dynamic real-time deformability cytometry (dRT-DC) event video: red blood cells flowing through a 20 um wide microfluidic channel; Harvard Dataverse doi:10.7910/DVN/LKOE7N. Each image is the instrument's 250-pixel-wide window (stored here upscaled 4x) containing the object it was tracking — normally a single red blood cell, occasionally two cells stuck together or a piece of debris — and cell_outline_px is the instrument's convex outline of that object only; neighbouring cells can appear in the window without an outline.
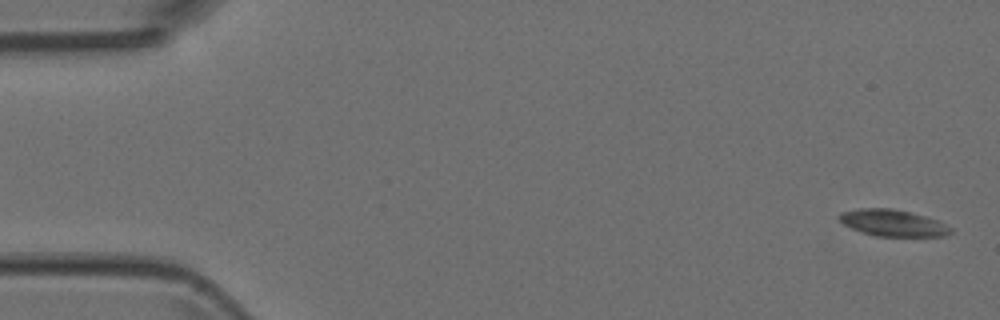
{"species": "Egyptian fruit bat (a non-hibernating species)", "species_latin": "Rousettus aegyptiacus", "temperature_condition": "room temperature", "stored_images_in_passage": 6, "camera_frame_rate_fps": 3000, "um_per_image_px": 0.085, "animal": {"sex": "female"}, "frame": {"image": 1, "passage_image": 1, "time_ms": 0.0, "image_size_px": [1000, 320], "cell_outline_px": [[952, 232], [944, 236], [876, 236], [852, 228], [844, 224], [836, 216], [840, 212], [860, 208], [892, 208], [912, 212], [936, 220], [952, 228]], "centroid_in_image_um": [75.87, 18.94], "position_along_channel_um": 9.1, "area_um2": 17.17}}